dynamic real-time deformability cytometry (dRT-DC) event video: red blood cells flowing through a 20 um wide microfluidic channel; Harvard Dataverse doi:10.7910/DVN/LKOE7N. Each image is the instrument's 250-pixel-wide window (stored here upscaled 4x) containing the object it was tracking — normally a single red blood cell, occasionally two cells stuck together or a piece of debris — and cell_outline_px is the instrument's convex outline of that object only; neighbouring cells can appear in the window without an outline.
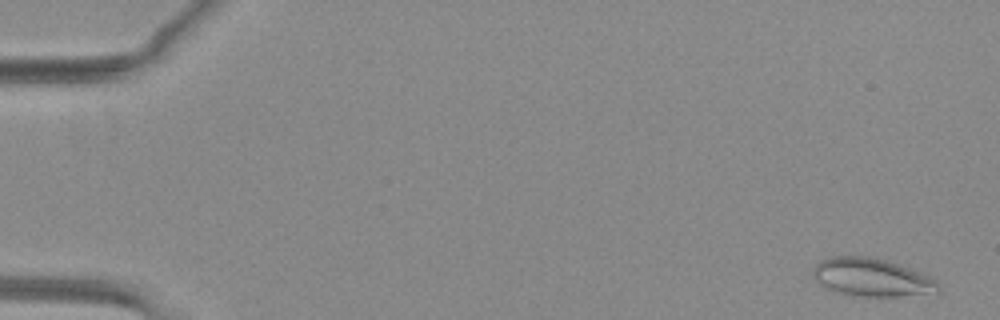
{"species": "common noctule bat (a hibernating species)", "species_latin": "Nyctalus noctula", "temperature_condition": "warm", "stored_images_in_passage": 53, "segment_of_instrument_passage": [1, 2], "camera_frame_rate_fps": 3000, "um_per_image_px": 0.085, "animal": {"sex": "female", "body_mass_g": 29.2, "forearm_length_mm": 56.3}, "frame": {"image": 1, "passage_image": 2, "time_ms": 0.333, "image_size_px": [1000, 320], "cell_outline_px": [[944, 292], [940, 296], [848, 296], [836, 292], [820, 284], [812, 276], [812, 268], [820, 260], [828, 256], [872, 256], [888, 260], [920, 272], [936, 280], [940, 284]], "centroid_in_image_um": [74.2, 23.6], "position_along_channel_um": 10.8, "area_um2": 28.96}}
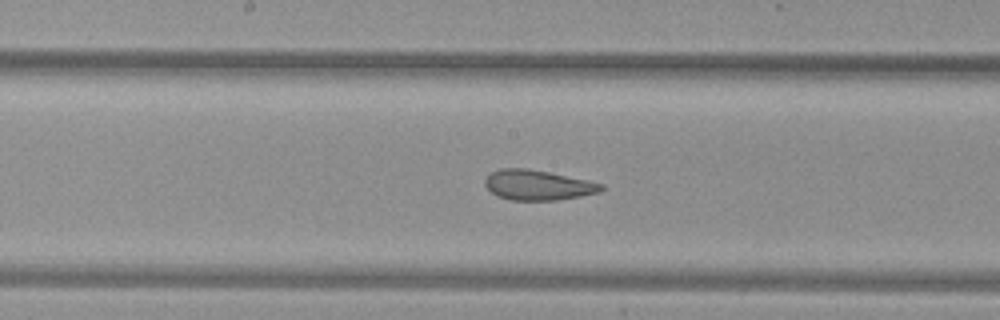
{"frame": {"image": 2, "passage_image": 28, "time_ms": 9.0, "image_size_px": [1000, 320], "cell_outline_px": [[604, 188], [600, 192], [580, 196], [556, 200], [512, 200], [496, 196], [484, 184], [484, 180], [492, 172], [500, 168], [528, 168], [588, 180], [604, 184]], "centroid_in_image_um": [45.72, 15.73], "position_along_channel_um": 202.5, "area_um2": 20.35}}
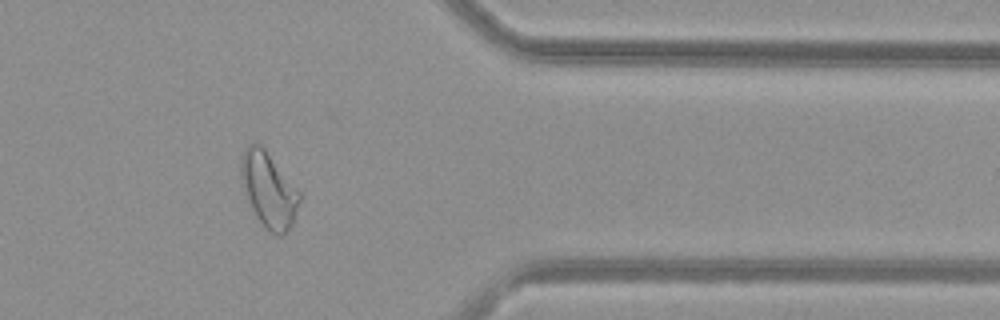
{"frame": {"image": 3, "passage_image": 43, "time_ms": 14.0, "image_size_px": [1000, 320], "cell_outline_px": [[300, 200], [292, 224], [288, 232], [280, 236], [276, 236], [264, 228], [256, 216], [244, 192], [240, 172], [240, 156], [244, 148], [248, 144], [260, 144], [264, 148], [300, 192]], "centroid_in_image_um": [22.82, 16.15], "position_along_channel_um": 388.6, "area_um2": 25.55}}